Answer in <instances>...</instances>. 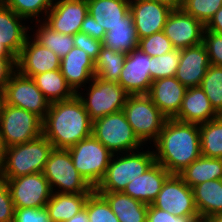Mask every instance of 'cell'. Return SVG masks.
Masks as SVG:
<instances>
[{
    "label": "cell",
    "instance_id": "obj_1",
    "mask_svg": "<svg viewBox=\"0 0 222 222\" xmlns=\"http://www.w3.org/2000/svg\"><path fill=\"white\" fill-rule=\"evenodd\" d=\"M150 147L155 148V162L170 174H179L201 156L199 124L167 119Z\"/></svg>",
    "mask_w": 222,
    "mask_h": 222
},
{
    "label": "cell",
    "instance_id": "obj_2",
    "mask_svg": "<svg viewBox=\"0 0 222 222\" xmlns=\"http://www.w3.org/2000/svg\"><path fill=\"white\" fill-rule=\"evenodd\" d=\"M93 121L75 94L71 99L52 102L42 123V134L55 149H68L92 135Z\"/></svg>",
    "mask_w": 222,
    "mask_h": 222
},
{
    "label": "cell",
    "instance_id": "obj_3",
    "mask_svg": "<svg viewBox=\"0 0 222 222\" xmlns=\"http://www.w3.org/2000/svg\"><path fill=\"white\" fill-rule=\"evenodd\" d=\"M52 143L42 134L36 139L7 147L0 168V179L7 180L32 173L43 172Z\"/></svg>",
    "mask_w": 222,
    "mask_h": 222
},
{
    "label": "cell",
    "instance_id": "obj_4",
    "mask_svg": "<svg viewBox=\"0 0 222 222\" xmlns=\"http://www.w3.org/2000/svg\"><path fill=\"white\" fill-rule=\"evenodd\" d=\"M143 149L142 147L135 151L119 153V155L113 154L106 174L95 190L97 192H123L130 181L142 175L155 163L154 150L151 151L149 147L147 151Z\"/></svg>",
    "mask_w": 222,
    "mask_h": 222
},
{
    "label": "cell",
    "instance_id": "obj_5",
    "mask_svg": "<svg viewBox=\"0 0 222 222\" xmlns=\"http://www.w3.org/2000/svg\"><path fill=\"white\" fill-rule=\"evenodd\" d=\"M135 135L144 144H152L168 119L147 94L129 95L122 109Z\"/></svg>",
    "mask_w": 222,
    "mask_h": 222
},
{
    "label": "cell",
    "instance_id": "obj_6",
    "mask_svg": "<svg viewBox=\"0 0 222 222\" xmlns=\"http://www.w3.org/2000/svg\"><path fill=\"white\" fill-rule=\"evenodd\" d=\"M84 88L76 94L83 102L92 121L121 111L129 96L117 82L105 81L98 77H94L88 87Z\"/></svg>",
    "mask_w": 222,
    "mask_h": 222
},
{
    "label": "cell",
    "instance_id": "obj_7",
    "mask_svg": "<svg viewBox=\"0 0 222 222\" xmlns=\"http://www.w3.org/2000/svg\"><path fill=\"white\" fill-rule=\"evenodd\" d=\"M92 135L113 154L144 147L128 123L123 110L94 120Z\"/></svg>",
    "mask_w": 222,
    "mask_h": 222
},
{
    "label": "cell",
    "instance_id": "obj_8",
    "mask_svg": "<svg viewBox=\"0 0 222 222\" xmlns=\"http://www.w3.org/2000/svg\"><path fill=\"white\" fill-rule=\"evenodd\" d=\"M68 151L78 173L95 189L104 178L113 153L93 135L69 147Z\"/></svg>",
    "mask_w": 222,
    "mask_h": 222
},
{
    "label": "cell",
    "instance_id": "obj_9",
    "mask_svg": "<svg viewBox=\"0 0 222 222\" xmlns=\"http://www.w3.org/2000/svg\"><path fill=\"white\" fill-rule=\"evenodd\" d=\"M43 174L52 192L77 194L91 193L94 190L74 167L68 149L53 148L45 163Z\"/></svg>",
    "mask_w": 222,
    "mask_h": 222
},
{
    "label": "cell",
    "instance_id": "obj_10",
    "mask_svg": "<svg viewBox=\"0 0 222 222\" xmlns=\"http://www.w3.org/2000/svg\"><path fill=\"white\" fill-rule=\"evenodd\" d=\"M42 123L43 120L36 114L1 102L0 131L7 147L41 136Z\"/></svg>",
    "mask_w": 222,
    "mask_h": 222
},
{
    "label": "cell",
    "instance_id": "obj_11",
    "mask_svg": "<svg viewBox=\"0 0 222 222\" xmlns=\"http://www.w3.org/2000/svg\"><path fill=\"white\" fill-rule=\"evenodd\" d=\"M2 102L32 112L42 120L51 104L34 80L23 76L17 70L11 75L2 91Z\"/></svg>",
    "mask_w": 222,
    "mask_h": 222
},
{
    "label": "cell",
    "instance_id": "obj_12",
    "mask_svg": "<svg viewBox=\"0 0 222 222\" xmlns=\"http://www.w3.org/2000/svg\"><path fill=\"white\" fill-rule=\"evenodd\" d=\"M3 181L8 186L14 208H44L53 193L43 172Z\"/></svg>",
    "mask_w": 222,
    "mask_h": 222
},
{
    "label": "cell",
    "instance_id": "obj_13",
    "mask_svg": "<svg viewBox=\"0 0 222 222\" xmlns=\"http://www.w3.org/2000/svg\"><path fill=\"white\" fill-rule=\"evenodd\" d=\"M151 205L174 216H199L193 190L178 174L167 177Z\"/></svg>",
    "mask_w": 222,
    "mask_h": 222
},
{
    "label": "cell",
    "instance_id": "obj_14",
    "mask_svg": "<svg viewBox=\"0 0 222 222\" xmlns=\"http://www.w3.org/2000/svg\"><path fill=\"white\" fill-rule=\"evenodd\" d=\"M205 25L182 9H174L167 17L163 32L175 49L203 43Z\"/></svg>",
    "mask_w": 222,
    "mask_h": 222
},
{
    "label": "cell",
    "instance_id": "obj_15",
    "mask_svg": "<svg viewBox=\"0 0 222 222\" xmlns=\"http://www.w3.org/2000/svg\"><path fill=\"white\" fill-rule=\"evenodd\" d=\"M87 15V0H56L43 22L53 31L75 35Z\"/></svg>",
    "mask_w": 222,
    "mask_h": 222
},
{
    "label": "cell",
    "instance_id": "obj_16",
    "mask_svg": "<svg viewBox=\"0 0 222 222\" xmlns=\"http://www.w3.org/2000/svg\"><path fill=\"white\" fill-rule=\"evenodd\" d=\"M60 61L61 58L53 51L28 36L16 58V70L23 76L32 78L34 75L60 69Z\"/></svg>",
    "mask_w": 222,
    "mask_h": 222
},
{
    "label": "cell",
    "instance_id": "obj_17",
    "mask_svg": "<svg viewBox=\"0 0 222 222\" xmlns=\"http://www.w3.org/2000/svg\"><path fill=\"white\" fill-rule=\"evenodd\" d=\"M25 18L17 15L0 1V55L17 58L32 27L26 26ZM23 22V23H22ZM24 24V25H23ZM28 32V33H27Z\"/></svg>",
    "mask_w": 222,
    "mask_h": 222
},
{
    "label": "cell",
    "instance_id": "obj_18",
    "mask_svg": "<svg viewBox=\"0 0 222 222\" xmlns=\"http://www.w3.org/2000/svg\"><path fill=\"white\" fill-rule=\"evenodd\" d=\"M150 57L139 48L127 53L118 80L129 95L147 94L152 85Z\"/></svg>",
    "mask_w": 222,
    "mask_h": 222
},
{
    "label": "cell",
    "instance_id": "obj_19",
    "mask_svg": "<svg viewBox=\"0 0 222 222\" xmlns=\"http://www.w3.org/2000/svg\"><path fill=\"white\" fill-rule=\"evenodd\" d=\"M172 9L155 0H130V12L139 39L163 31Z\"/></svg>",
    "mask_w": 222,
    "mask_h": 222
},
{
    "label": "cell",
    "instance_id": "obj_20",
    "mask_svg": "<svg viewBox=\"0 0 222 222\" xmlns=\"http://www.w3.org/2000/svg\"><path fill=\"white\" fill-rule=\"evenodd\" d=\"M210 65L209 56L203 43L180 49V60L175 77L186 88L198 87Z\"/></svg>",
    "mask_w": 222,
    "mask_h": 222
},
{
    "label": "cell",
    "instance_id": "obj_21",
    "mask_svg": "<svg viewBox=\"0 0 222 222\" xmlns=\"http://www.w3.org/2000/svg\"><path fill=\"white\" fill-rule=\"evenodd\" d=\"M187 88L174 77L154 80L147 95L158 109L173 119L179 112Z\"/></svg>",
    "mask_w": 222,
    "mask_h": 222
},
{
    "label": "cell",
    "instance_id": "obj_22",
    "mask_svg": "<svg viewBox=\"0 0 222 222\" xmlns=\"http://www.w3.org/2000/svg\"><path fill=\"white\" fill-rule=\"evenodd\" d=\"M60 72L67 84L77 93L95 77V63L84 50L73 47L61 58Z\"/></svg>",
    "mask_w": 222,
    "mask_h": 222
},
{
    "label": "cell",
    "instance_id": "obj_23",
    "mask_svg": "<svg viewBox=\"0 0 222 222\" xmlns=\"http://www.w3.org/2000/svg\"><path fill=\"white\" fill-rule=\"evenodd\" d=\"M169 175L170 173L162 165L155 162L142 175L130 181L123 193L146 205H151Z\"/></svg>",
    "mask_w": 222,
    "mask_h": 222
},
{
    "label": "cell",
    "instance_id": "obj_24",
    "mask_svg": "<svg viewBox=\"0 0 222 222\" xmlns=\"http://www.w3.org/2000/svg\"><path fill=\"white\" fill-rule=\"evenodd\" d=\"M218 116L204 90L198 86L187 88L181 108L173 119L184 123L202 124Z\"/></svg>",
    "mask_w": 222,
    "mask_h": 222
},
{
    "label": "cell",
    "instance_id": "obj_25",
    "mask_svg": "<svg viewBox=\"0 0 222 222\" xmlns=\"http://www.w3.org/2000/svg\"><path fill=\"white\" fill-rule=\"evenodd\" d=\"M88 13L96 20L99 32H107L130 12V0H87Z\"/></svg>",
    "mask_w": 222,
    "mask_h": 222
},
{
    "label": "cell",
    "instance_id": "obj_26",
    "mask_svg": "<svg viewBox=\"0 0 222 222\" xmlns=\"http://www.w3.org/2000/svg\"><path fill=\"white\" fill-rule=\"evenodd\" d=\"M110 205L120 222H147L149 205L133 199L123 192H98Z\"/></svg>",
    "mask_w": 222,
    "mask_h": 222
},
{
    "label": "cell",
    "instance_id": "obj_27",
    "mask_svg": "<svg viewBox=\"0 0 222 222\" xmlns=\"http://www.w3.org/2000/svg\"><path fill=\"white\" fill-rule=\"evenodd\" d=\"M192 190L200 219L222 213V179L200 183Z\"/></svg>",
    "mask_w": 222,
    "mask_h": 222
},
{
    "label": "cell",
    "instance_id": "obj_28",
    "mask_svg": "<svg viewBox=\"0 0 222 222\" xmlns=\"http://www.w3.org/2000/svg\"><path fill=\"white\" fill-rule=\"evenodd\" d=\"M90 193H58L53 192L45 208L52 222H66L84 209Z\"/></svg>",
    "mask_w": 222,
    "mask_h": 222
},
{
    "label": "cell",
    "instance_id": "obj_29",
    "mask_svg": "<svg viewBox=\"0 0 222 222\" xmlns=\"http://www.w3.org/2000/svg\"><path fill=\"white\" fill-rule=\"evenodd\" d=\"M103 46L116 52L129 53L138 48L139 38L133 21V15L129 12L119 23L105 33Z\"/></svg>",
    "mask_w": 222,
    "mask_h": 222
},
{
    "label": "cell",
    "instance_id": "obj_30",
    "mask_svg": "<svg viewBox=\"0 0 222 222\" xmlns=\"http://www.w3.org/2000/svg\"><path fill=\"white\" fill-rule=\"evenodd\" d=\"M178 175L191 188L209 180L222 179V158L201 155Z\"/></svg>",
    "mask_w": 222,
    "mask_h": 222
},
{
    "label": "cell",
    "instance_id": "obj_31",
    "mask_svg": "<svg viewBox=\"0 0 222 222\" xmlns=\"http://www.w3.org/2000/svg\"><path fill=\"white\" fill-rule=\"evenodd\" d=\"M32 79L50 103L71 99L76 94L60 69L34 75Z\"/></svg>",
    "mask_w": 222,
    "mask_h": 222
},
{
    "label": "cell",
    "instance_id": "obj_32",
    "mask_svg": "<svg viewBox=\"0 0 222 222\" xmlns=\"http://www.w3.org/2000/svg\"><path fill=\"white\" fill-rule=\"evenodd\" d=\"M37 23V25H36ZM39 23V24H38ZM37 30L31 35L42 46L50 49L60 58L66 56L68 52L75 47L73 35H66L53 31L42 20L35 22Z\"/></svg>",
    "mask_w": 222,
    "mask_h": 222
},
{
    "label": "cell",
    "instance_id": "obj_33",
    "mask_svg": "<svg viewBox=\"0 0 222 222\" xmlns=\"http://www.w3.org/2000/svg\"><path fill=\"white\" fill-rule=\"evenodd\" d=\"M127 53L116 52L102 46L95 63V77L105 81L118 82Z\"/></svg>",
    "mask_w": 222,
    "mask_h": 222
},
{
    "label": "cell",
    "instance_id": "obj_34",
    "mask_svg": "<svg viewBox=\"0 0 222 222\" xmlns=\"http://www.w3.org/2000/svg\"><path fill=\"white\" fill-rule=\"evenodd\" d=\"M201 155L222 158V115L199 124Z\"/></svg>",
    "mask_w": 222,
    "mask_h": 222
},
{
    "label": "cell",
    "instance_id": "obj_35",
    "mask_svg": "<svg viewBox=\"0 0 222 222\" xmlns=\"http://www.w3.org/2000/svg\"><path fill=\"white\" fill-rule=\"evenodd\" d=\"M2 1L17 15L25 18L27 21L30 20V23L32 24L35 21H41V19L43 21L46 17V14L51 9L56 0H2Z\"/></svg>",
    "mask_w": 222,
    "mask_h": 222
},
{
    "label": "cell",
    "instance_id": "obj_36",
    "mask_svg": "<svg viewBox=\"0 0 222 222\" xmlns=\"http://www.w3.org/2000/svg\"><path fill=\"white\" fill-rule=\"evenodd\" d=\"M200 87L204 90L214 110L222 115V67L210 65Z\"/></svg>",
    "mask_w": 222,
    "mask_h": 222
},
{
    "label": "cell",
    "instance_id": "obj_37",
    "mask_svg": "<svg viewBox=\"0 0 222 222\" xmlns=\"http://www.w3.org/2000/svg\"><path fill=\"white\" fill-rule=\"evenodd\" d=\"M84 208L89 222H120L107 200L95 189L89 194Z\"/></svg>",
    "mask_w": 222,
    "mask_h": 222
},
{
    "label": "cell",
    "instance_id": "obj_38",
    "mask_svg": "<svg viewBox=\"0 0 222 222\" xmlns=\"http://www.w3.org/2000/svg\"><path fill=\"white\" fill-rule=\"evenodd\" d=\"M179 60V49H174L157 57H150L151 68L149 71L152 81L165 77H174L177 72Z\"/></svg>",
    "mask_w": 222,
    "mask_h": 222
},
{
    "label": "cell",
    "instance_id": "obj_39",
    "mask_svg": "<svg viewBox=\"0 0 222 222\" xmlns=\"http://www.w3.org/2000/svg\"><path fill=\"white\" fill-rule=\"evenodd\" d=\"M222 7V0H184L182 10L206 25Z\"/></svg>",
    "mask_w": 222,
    "mask_h": 222
},
{
    "label": "cell",
    "instance_id": "obj_40",
    "mask_svg": "<svg viewBox=\"0 0 222 222\" xmlns=\"http://www.w3.org/2000/svg\"><path fill=\"white\" fill-rule=\"evenodd\" d=\"M138 48L149 57L164 55L175 49L163 31L139 39Z\"/></svg>",
    "mask_w": 222,
    "mask_h": 222
},
{
    "label": "cell",
    "instance_id": "obj_41",
    "mask_svg": "<svg viewBox=\"0 0 222 222\" xmlns=\"http://www.w3.org/2000/svg\"><path fill=\"white\" fill-rule=\"evenodd\" d=\"M203 44L206 47L210 64L222 67V33L205 30Z\"/></svg>",
    "mask_w": 222,
    "mask_h": 222
},
{
    "label": "cell",
    "instance_id": "obj_42",
    "mask_svg": "<svg viewBox=\"0 0 222 222\" xmlns=\"http://www.w3.org/2000/svg\"><path fill=\"white\" fill-rule=\"evenodd\" d=\"M13 222H52L47 209L15 208Z\"/></svg>",
    "mask_w": 222,
    "mask_h": 222
},
{
    "label": "cell",
    "instance_id": "obj_43",
    "mask_svg": "<svg viewBox=\"0 0 222 222\" xmlns=\"http://www.w3.org/2000/svg\"><path fill=\"white\" fill-rule=\"evenodd\" d=\"M73 41L75 47L84 50L94 62L97 60L103 46L102 41L81 32L73 35Z\"/></svg>",
    "mask_w": 222,
    "mask_h": 222
},
{
    "label": "cell",
    "instance_id": "obj_44",
    "mask_svg": "<svg viewBox=\"0 0 222 222\" xmlns=\"http://www.w3.org/2000/svg\"><path fill=\"white\" fill-rule=\"evenodd\" d=\"M200 216H174L167 211L149 205L147 222H196Z\"/></svg>",
    "mask_w": 222,
    "mask_h": 222
},
{
    "label": "cell",
    "instance_id": "obj_45",
    "mask_svg": "<svg viewBox=\"0 0 222 222\" xmlns=\"http://www.w3.org/2000/svg\"><path fill=\"white\" fill-rule=\"evenodd\" d=\"M14 210L8 186L0 179V222H13Z\"/></svg>",
    "mask_w": 222,
    "mask_h": 222
},
{
    "label": "cell",
    "instance_id": "obj_46",
    "mask_svg": "<svg viewBox=\"0 0 222 222\" xmlns=\"http://www.w3.org/2000/svg\"><path fill=\"white\" fill-rule=\"evenodd\" d=\"M16 71V58L14 56L0 55V90L6 87L11 75Z\"/></svg>",
    "mask_w": 222,
    "mask_h": 222
},
{
    "label": "cell",
    "instance_id": "obj_47",
    "mask_svg": "<svg viewBox=\"0 0 222 222\" xmlns=\"http://www.w3.org/2000/svg\"><path fill=\"white\" fill-rule=\"evenodd\" d=\"M81 33L87 34L94 39L103 41L106 32H99V26L97 25L96 20L88 13L85 17V20L82 23Z\"/></svg>",
    "mask_w": 222,
    "mask_h": 222
},
{
    "label": "cell",
    "instance_id": "obj_48",
    "mask_svg": "<svg viewBox=\"0 0 222 222\" xmlns=\"http://www.w3.org/2000/svg\"><path fill=\"white\" fill-rule=\"evenodd\" d=\"M205 30L222 33V7L213 15L205 25Z\"/></svg>",
    "mask_w": 222,
    "mask_h": 222
},
{
    "label": "cell",
    "instance_id": "obj_49",
    "mask_svg": "<svg viewBox=\"0 0 222 222\" xmlns=\"http://www.w3.org/2000/svg\"><path fill=\"white\" fill-rule=\"evenodd\" d=\"M155 1L169 6L172 10L181 9L184 4V0H155Z\"/></svg>",
    "mask_w": 222,
    "mask_h": 222
},
{
    "label": "cell",
    "instance_id": "obj_50",
    "mask_svg": "<svg viewBox=\"0 0 222 222\" xmlns=\"http://www.w3.org/2000/svg\"><path fill=\"white\" fill-rule=\"evenodd\" d=\"M66 222H89L86 209H82L78 214L74 215Z\"/></svg>",
    "mask_w": 222,
    "mask_h": 222
},
{
    "label": "cell",
    "instance_id": "obj_51",
    "mask_svg": "<svg viewBox=\"0 0 222 222\" xmlns=\"http://www.w3.org/2000/svg\"><path fill=\"white\" fill-rule=\"evenodd\" d=\"M6 150H7V146L4 142L3 135L0 131V168L2 167L3 162H4Z\"/></svg>",
    "mask_w": 222,
    "mask_h": 222
},
{
    "label": "cell",
    "instance_id": "obj_52",
    "mask_svg": "<svg viewBox=\"0 0 222 222\" xmlns=\"http://www.w3.org/2000/svg\"><path fill=\"white\" fill-rule=\"evenodd\" d=\"M208 222H222V213L216 214L206 219Z\"/></svg>",
    "mask_w": 222,
    "mask_h": 222
},
{
    "label": "cell",
    "instance_id": "obj_53",
    "mask_svg": "<svg viewBox=\"0 0 222 222\" xmlns=\"http://www.w3.org/2000/svg\"><path fill=\"white\" fill-rule=\"evenodd\" d=\"M196 222H208L206 219H198Z\"/></svg>",
    "mask_w": 222,
    "mask_h": 222
},
{
    "label": "cell",
    "instance_id": "obj_54",
    "mask_svg": "<svg viewBox=\"0 0 222 222\" xmlns=\"http://www.w3.org/2000/svg\"><path fill=\"white\" fill-rule=\"evenodd\" d=\"M1 102H2V91L0 90V105H1Z\"/></svg>",
    "mask_w": 222,
    "mask_h": 222
}]
</instances>
